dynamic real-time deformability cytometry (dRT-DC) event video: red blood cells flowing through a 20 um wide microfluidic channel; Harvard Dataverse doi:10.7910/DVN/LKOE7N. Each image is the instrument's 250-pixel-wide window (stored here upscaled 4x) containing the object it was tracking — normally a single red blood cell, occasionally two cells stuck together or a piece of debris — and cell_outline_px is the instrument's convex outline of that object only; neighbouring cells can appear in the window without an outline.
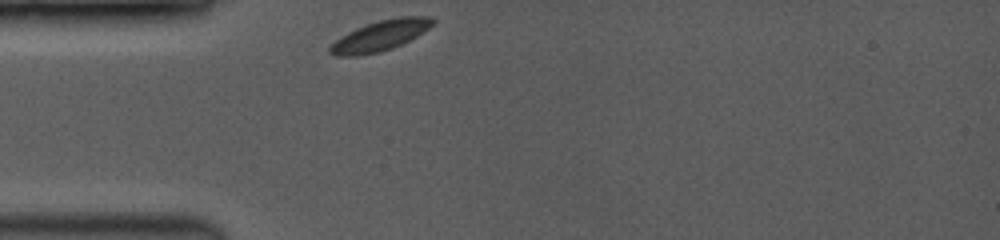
{"species": "common noctule bat (a hibernating species)", "species_latin": "Nyctalus noctula", "temperature_condition": "room temperature", "stored_images_in_passage": 34, "camera_frame_rate_fps": 3500, "um_per_image_px": 0.085, "animal": {"sex": "female", "body_mass_g": 19.0, "forearm_length_mm": 53.3}, "frame": {"image": 1, "passage_image": 1, "time_ms": 0.0, "image_size_px": [1000, 240], "cell_outline_px": [[436, 20], [428, 28], [416, 36], [392, 48], [380, 52], [356, 56], [336, 56], [328, 52], [328, 48], [340, 36], [356, 28], [380, 20], [400, 16], [432, 16]], "centroid_in_image_um": [32.3, 3.03], "position_along_channel_um": 52.7, "area_um2": 18.03}}
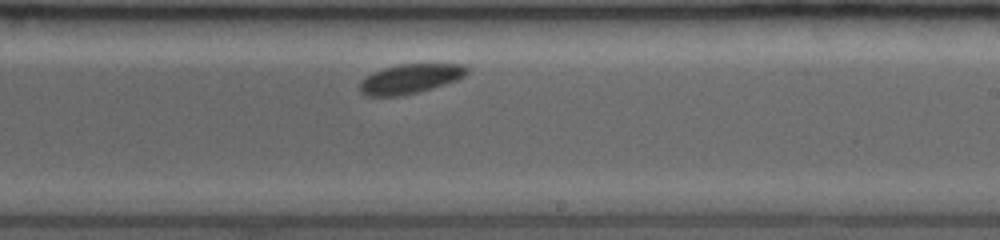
{"frame": {"image": 2, "passage_image": 20, "time_ms": 5.429, "image_size_px": [1000, 240], "cell_outline_px": [[468, 72], [464, 76], [456, 80], [444, 84], [416, 92], [400, 96], [368, 96], [360, 92], [360, 84], [372, 72], [384, 68], [400, 64], [464, 64], [468, 68]], "centroid_in_image_um": [34.87, 6.69], "position_along_channel_um": 254.1, "area_um2": 18.09}}
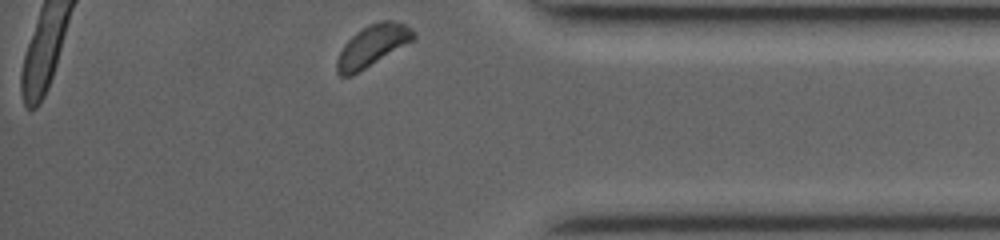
{"frame": {"image": 3, "passage_image": 34, "time_ms": 9.429, "image_size_px": [1000, 240], "cell_outline_px": [[416, 36], [412, 40], [352, 76], [340, 76], [336, 72], [336, 60], [344, 44], [356, 32], [380, 20], [392, 20], [404, 24], [416, 32]], "centroid_in_image_um": [31.62, 3.89], "position_along_channel_um": 403.6, "area_um2": 18.09}}